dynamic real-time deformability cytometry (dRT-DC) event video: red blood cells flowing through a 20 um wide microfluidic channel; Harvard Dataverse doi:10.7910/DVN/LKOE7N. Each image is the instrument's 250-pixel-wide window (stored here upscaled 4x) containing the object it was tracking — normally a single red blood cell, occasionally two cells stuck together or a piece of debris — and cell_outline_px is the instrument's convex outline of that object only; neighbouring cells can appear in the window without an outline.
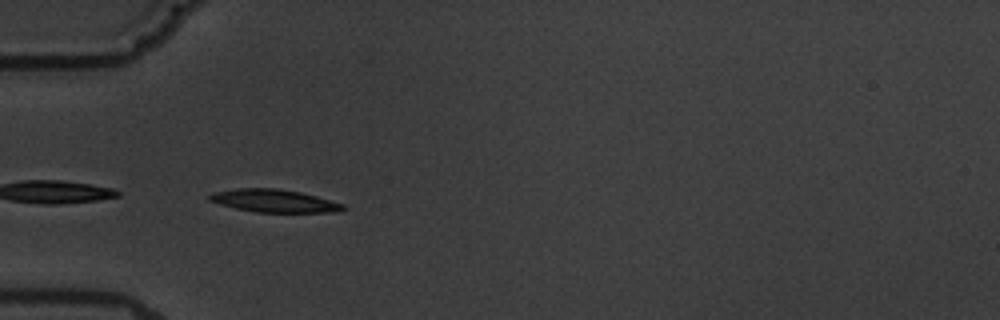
{"species": "common noctule bat (a hibernating species)", "species_latin": "Nyctalus noctula", "temperature_condition": "warm", "stored_images_in_passage": 2, "camera_frame_rate_fps": 3000, "um_per_image_px": 0.085, "animal": {"sex": "male", "body_mass_g": 19.5, "forearm_length_mm": 54.6}, "frame": {"image": 1, "passage_image": 1, "time_ms": 0.0, "image_size_px": [1000, 320], "cell_outline_px": [[348, 208], [336, 212], [256, 212], [236, 208], [220, 204], [208, 200], [208, 196], [216, 192], [236, 188], [276, 188], [300, 192], [316, 196], [344, 204]], "centroid_in_image_um": [23.33, 17.07], "position_along_channel_um": 61.7, "area_um2": 17.63}}